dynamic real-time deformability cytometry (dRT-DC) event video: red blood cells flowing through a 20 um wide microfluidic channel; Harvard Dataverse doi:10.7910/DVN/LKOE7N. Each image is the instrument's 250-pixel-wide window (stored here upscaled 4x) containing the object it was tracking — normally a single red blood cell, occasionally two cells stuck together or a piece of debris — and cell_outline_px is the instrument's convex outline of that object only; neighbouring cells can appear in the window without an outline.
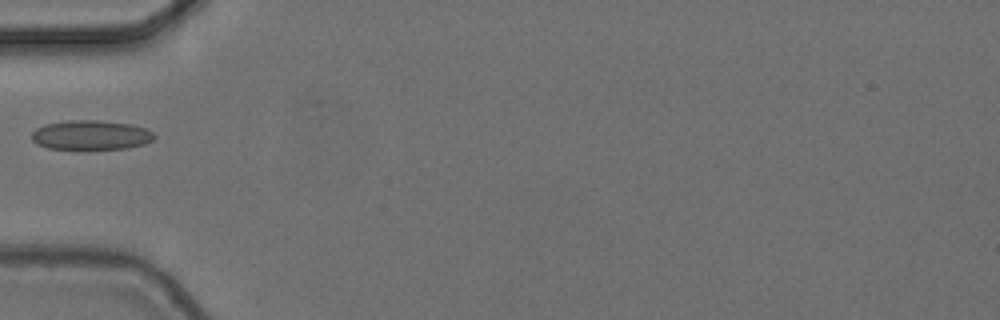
{"species": "common noctule bat (a hibernating species)", "species_latin": "Nyctalus noctula", "temperature_condition": "cold", "stored_images_in_passage": 2, "camera_frame_rate_fps": 3000, "um_per_image_px": 0.085, "animal": {"sex": "female", "body_mass_g": 24.6, "forearm_length_mm": 56.2}, "frame": {"image": 1, "passage_image": 1, "time_ms": 0.0, "image_size_px": [1000, 320], "cell_outline_px": [[156, 136], [152, 140], [144, 144], [128, 148], [48, 148], [36, 144], [32, 140], [32, 132], [36, 128], [44, 124], [68, 120], [96, 120], [132, 124], [144, 128], [152, 132]], "centroid_in_image_um": [7.71, 11.46], "position_along_channel_um": 77.3, "area_um2": 20.87}}
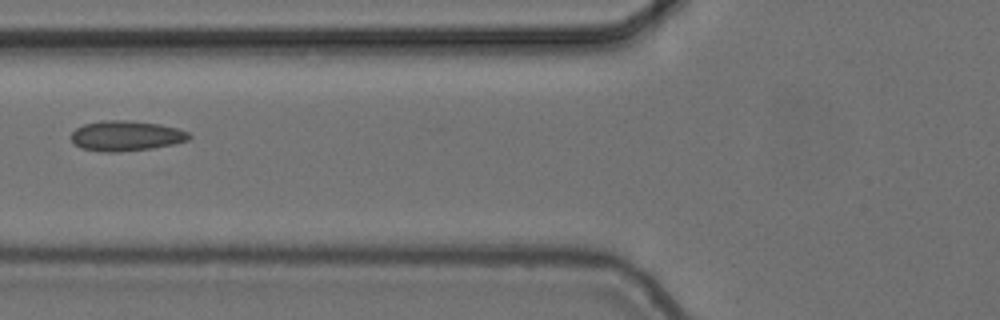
{"frame": {"image": 2, "passage_image": 2, "time_ms": 0.333, "image_size_px": [1000, 320], "cell_outline_px": [[192, 136], [188, 140], [172, 144], [152, 148], [116, 152], [104, 152], [80, 148], [72, 144], [72, 132], [76, 128], [84, 124], [104, 120], [128, 120], [160, 124], [176, 128], [188, 132]], "centroid_in_image_um": [10.69, 11.54], "position_along_channel_um": 115.1, "area_um2": 20.75}}